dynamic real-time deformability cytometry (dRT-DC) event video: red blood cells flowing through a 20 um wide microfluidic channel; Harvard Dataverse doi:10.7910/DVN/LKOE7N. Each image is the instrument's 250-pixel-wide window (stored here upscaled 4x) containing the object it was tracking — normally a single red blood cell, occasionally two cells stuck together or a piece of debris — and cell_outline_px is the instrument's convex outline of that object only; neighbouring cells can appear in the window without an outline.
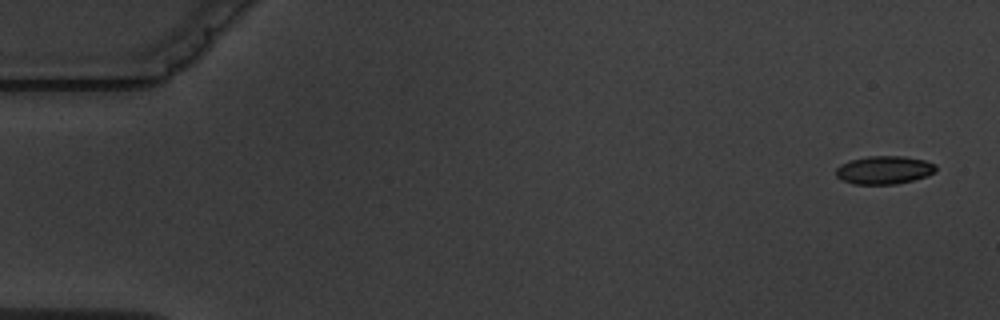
{"species": "common noctule bat (a hibernating species)", "species_latin": "Nyctalus noctula", "temperature_condition": "warm", "stored_images_in_passage": 5, "camera_frame_rate_fps": 3000, "um_per_image_px": 0.085, "animal": {"sex": "male", "body_mass_g": 19.5, "forearm_length_mm": 54.6}, "frame": {"image": 1, "passage_image": 1, "time_ms": 0.0, "image_size_px": [1000, 320], "cell_outline_px": [[936, 172], [928, 176], [896, 184], [852, 184], [840, 180], [836, 176], [836, 168], [840, 164], [848, 160], [868, 156], [904, 156], [924, 160], [936, 164]], "centroid_in_image_um": [75.13, 14.45], "position_along_channel_um": 9.9, "area_um2": 16.65}}
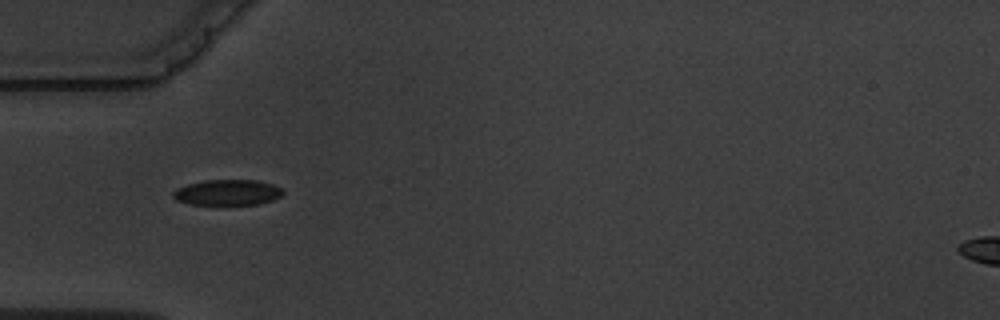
{"frame": {"image": 2, "passage_image": 5, "time_ms": 5.333, "image_size_px": [1000, 320], "cell_outline_px": [[284, 192], [280, 196], [272, 200], [260, 204], [188, 204], [176, 200], [172, 196], [172, 192], [176, 188], [188, 184], [204, 180], [256, 180], [272, 184], [284, 188]], "centroid_in_image_um": [19.33, 16.35], "position_along_channel_um": 65.7, "area_um2": 16.47}}